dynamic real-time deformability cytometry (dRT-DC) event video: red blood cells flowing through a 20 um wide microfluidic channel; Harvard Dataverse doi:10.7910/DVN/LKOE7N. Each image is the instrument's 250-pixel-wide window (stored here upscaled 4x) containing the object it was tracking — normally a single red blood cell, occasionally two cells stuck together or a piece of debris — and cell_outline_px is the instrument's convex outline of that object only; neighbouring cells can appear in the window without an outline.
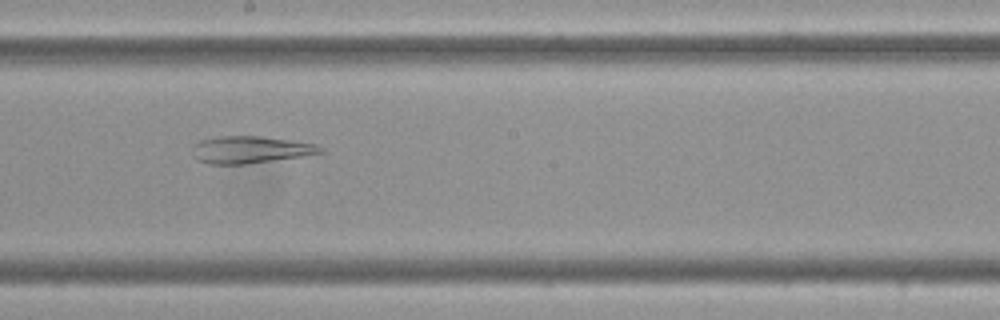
{"species": "Egyptian fruit bat (a non-hibernating species)", "species_latin": "Rousettus aegyptiacus", "temperature_condition": "cold", "stored_images_in_passage": 50, "camera_frame_rate_fps": 3000, "um_per_image_px": 0.085, "frame": {"image": 1, "passage_image": 25, "time_ms": 8.0, "image_size_px": [1000, 320], "cell_outline_px": [[328, 152], [304, 156], [244, 164], [208, 164], [196, 160], [192, 156], [192, 144], [200, 140], [216, 136], [260, 136], [316, 144], [324, 148]], "centroid_in_image_um": [21.25, 12.72], "position_along_channel_um": 227.0, "area_um2": 20.52}}
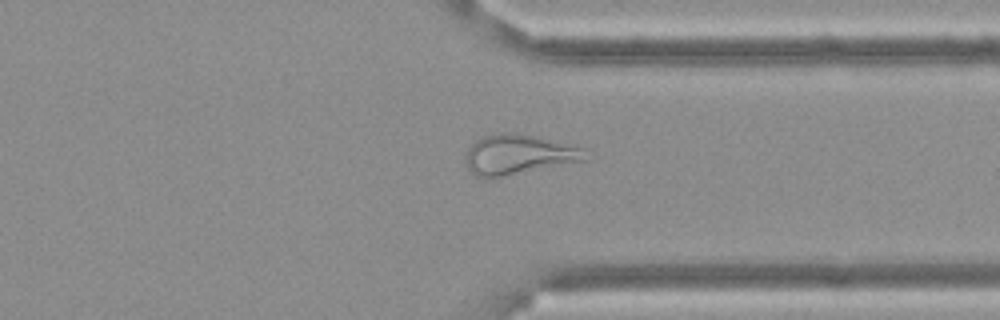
{"frame": {"image": 2, "passage_image": 37, "time_ms": 12.0, "image_size_px": [1000, 320], "cell_outline_px": [[592, 160], [500, 176], [476, 176], [468, 168], [468, 148], [476, 140], [484, 136], [504, 132], [508, 132], [536, 136], [572, 144], [580, 148]], "centroid_in_image_um": [44.17, 13.12], "position_along_channel_um": 367.2, "area_um2": 27.34}}
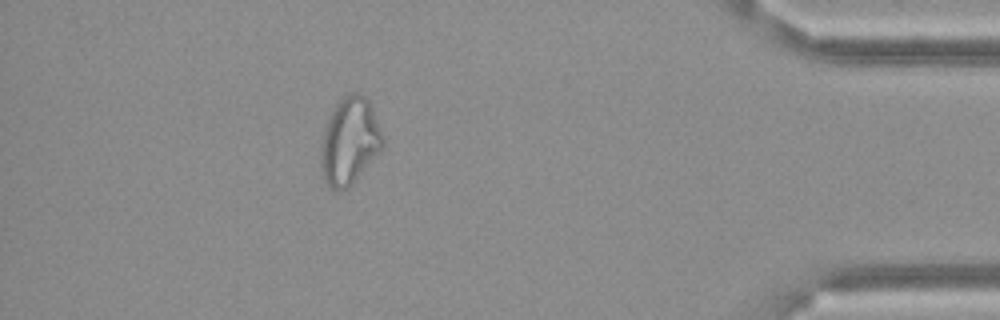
{"frame": {"image": 3, "passage_image": 44, "time_ms": 14.333, "image_size_px": [1000, 320], "cell_outline_px": [[384, 144], [380, 152], [352, 184], [348, 188], [340, 192], [332, 188], [324, 180], [320, 168], [320, 144], [324, 128], [336, 104], [348, 92], [356, 92], [364, 96], [368, 100], [372, 108], [384, 136]], "centroid_in_image_um": [29.71, 12.02], "position_along_channel_um": 405.5, "area_um2": 31.62}, "authors_computed_cell_mechanics": {"area_um2": 29.767, "velocity_mm_per_s": 3.5187, "shape_relaxation_time_tau1_ms": null, "shape_relaxation_time_tau2_ms": 5.0922, "deformation_change_tau1": null, "deformation_change_tau2": 0.1581}}